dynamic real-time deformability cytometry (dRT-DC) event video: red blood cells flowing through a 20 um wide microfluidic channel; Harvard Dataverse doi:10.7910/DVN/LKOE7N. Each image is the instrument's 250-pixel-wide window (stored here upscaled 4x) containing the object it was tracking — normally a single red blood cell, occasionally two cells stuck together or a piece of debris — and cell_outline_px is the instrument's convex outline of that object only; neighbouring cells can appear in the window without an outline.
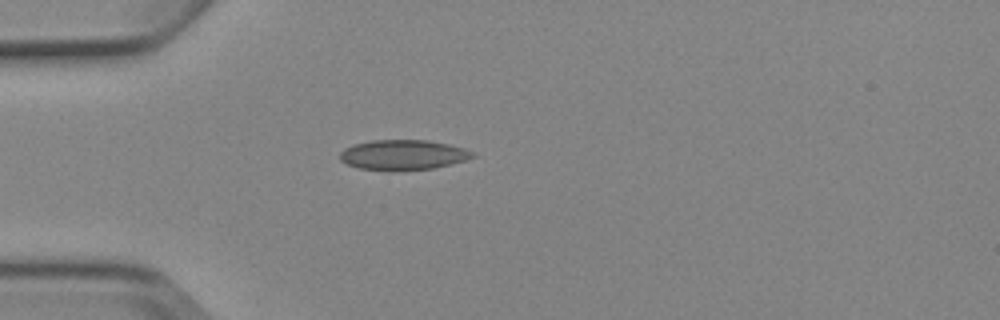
{"species": "Egyptian fruit bat (a non-hibernating species)", "species_latin": "Rousettus aegyptiacus", "temperature_condition": "cold", "stored_images_in_passage": 1, "camera_frame_rate_fps": 3000, "um_per_image_px": 0.085, "animal": {"sex": "female"}, "frame": {"image": 1, "passage_image": 1, "time_ms": 0.0, "image_size_px": [1000, 320], "cell_outline_px": [[476, 156], [464, 160], [432, 168], [396, 172], [388, 172], [360, 168], [348, 164], [340, 160], [340, 152], [344, 148], [356, 144], [372, 140], [428, 140], [448, 144], [464, 148], [472, 152]], "centroid_in_image_um": [34.23, 13.18], "position_along_channel_um": 50.8, "area_um2": 23.35}}